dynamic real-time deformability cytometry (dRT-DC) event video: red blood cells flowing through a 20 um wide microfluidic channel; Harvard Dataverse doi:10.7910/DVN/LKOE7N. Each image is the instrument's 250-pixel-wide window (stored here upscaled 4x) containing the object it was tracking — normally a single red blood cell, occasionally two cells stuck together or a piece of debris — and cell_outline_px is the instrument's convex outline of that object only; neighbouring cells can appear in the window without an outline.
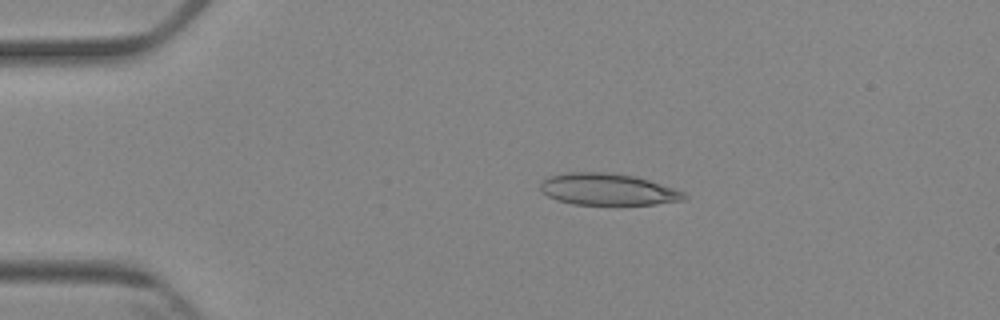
{"species": "Egyptian fruit bat (a non-hibernating species)", "species_latin": "Rousettus aegyptiacus", "temperature_condition": "cold", "stored_images_in_passage": 5, "camera_frame_rate_fps": 3000, "um_per_image_px": 0.085, "animal": {"sex": "female"}, "frame": {"image": 1, "passage_image": 2, "time_ms": 1.333, "image_size_px": [1000, 320], "cell_outline_px": [[688, 200], [656, 204], [572, 204], [556, 200], [540, 192], [540, 184], [548, 176], [564, 172], [604, 172], [636, 176], [684, 192], [688, 196]], "centroid_in_image_um": [51.64, 16.09], "position_along_channel_um": 33.4, "area_um2": 26.65}}
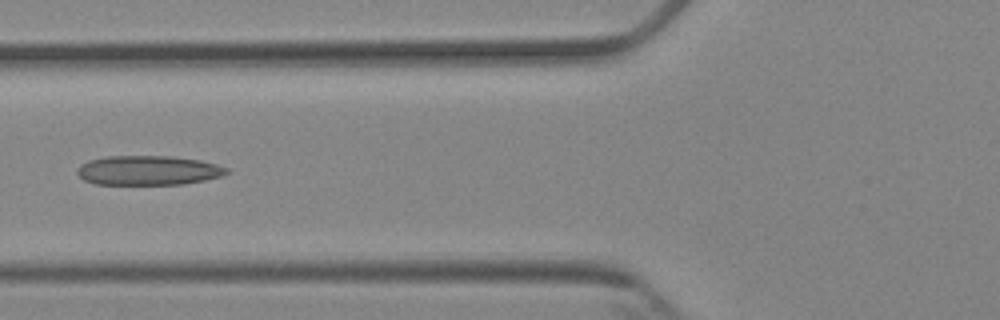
{"frame": {"image": 2, "passage_image": 5, "time_ms": 4.667, "image_size_px": [1000, 320], "cell_outline_px": [[228, 172], [220, 176], [204, 180], [184, 184], [96, 184], [84, 180], [76, 172], [76, 168], [80, 164], [88, 160], [104, 156], [172, 156], [200, 160], [216, 164], [228, 168]], "centroid_in_image_um": [12.56, 14.47], "position_along_channel_um": 113.2, "area_um2": 25.72}}